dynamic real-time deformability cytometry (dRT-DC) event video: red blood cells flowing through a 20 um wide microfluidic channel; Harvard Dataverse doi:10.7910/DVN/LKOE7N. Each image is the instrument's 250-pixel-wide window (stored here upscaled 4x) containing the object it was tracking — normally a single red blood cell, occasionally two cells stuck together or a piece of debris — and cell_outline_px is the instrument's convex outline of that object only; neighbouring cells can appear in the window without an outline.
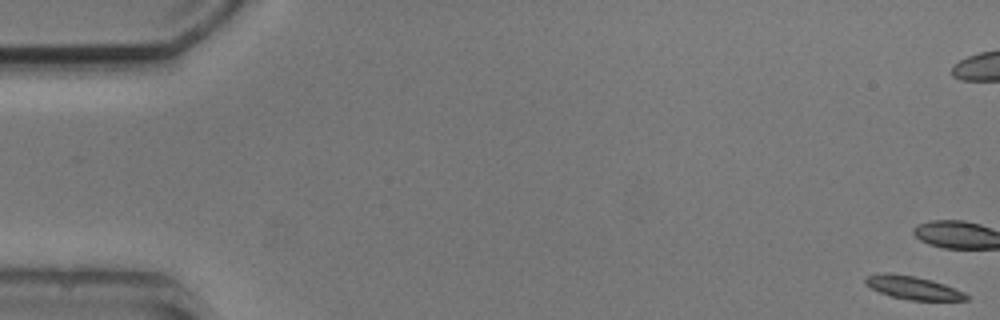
{"species": "common noctule bat (a hibernating species)", "species_latin": "Nyctalus noctula", "temperature_condition": "cold", "stored_images_in_passage": 7, "camera_frame_rate_fps": 3000, "um_per_image_px": 0.085, "animal": {"sex": "male", "body_mass_g": 20.5, "forearm_length_mm": 52.5}, "frame": {"image": 1, "passage_image": 1, "time_ms": 0.0, "image_size_px": [1000, 320], "cell_outline_px": [[968, 300], [908, 300], [892, 296], [880, 292], [864, 284], [864, 280], [868, 276], [884, 272], [888, 272], [912, 276], [932, 280], [944, 284], [964, 292], [968, 296]], "centroid_in_image_um": [77.6, 24.45], "position_along_channel_um": 7.4, "area_um2": 13.47}}